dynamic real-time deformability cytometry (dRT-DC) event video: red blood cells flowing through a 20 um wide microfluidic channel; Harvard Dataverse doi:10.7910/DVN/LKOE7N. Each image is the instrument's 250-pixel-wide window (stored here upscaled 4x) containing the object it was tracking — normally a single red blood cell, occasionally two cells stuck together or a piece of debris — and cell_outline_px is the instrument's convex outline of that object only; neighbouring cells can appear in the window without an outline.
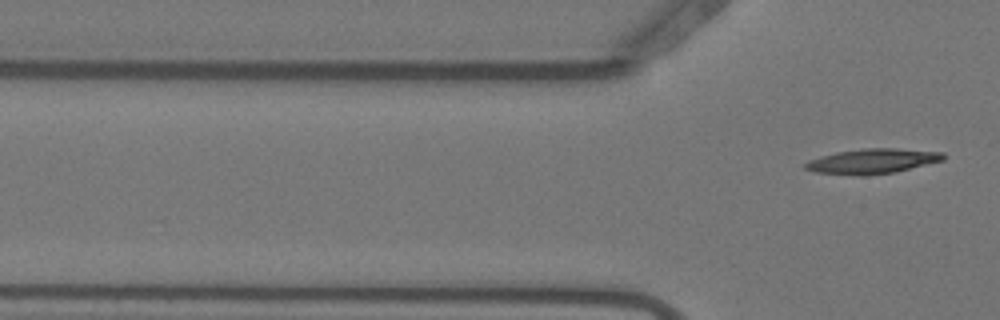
{"species": "Egyptian fruit bat (a non-hibernating species)", "species_latin": "Rousettus aegyptiacus", "temperature_condition": "warm", "stored_images_in_passage": 4, "camera_frame_rate_fps": 3000, "um_per_image_px": 0.085, "animal": {"sex": "female"}, "frame": {"image": 1, "passage_image": 4, "time_ms": 1.0, "image_size_px": [1000, 320], "cell_outline_px": [[944, 160], [892, 172], [860, 176], [816, 172], [804, 168], [804, 164], [808, 160], [820, 156], [836, 152], [864, 148], [896, 148], [944, 152]], "centroid_in_image_um": [74.12, 13.69], "position_along_channel_um": 51.7, "area_um2": 19.88}}